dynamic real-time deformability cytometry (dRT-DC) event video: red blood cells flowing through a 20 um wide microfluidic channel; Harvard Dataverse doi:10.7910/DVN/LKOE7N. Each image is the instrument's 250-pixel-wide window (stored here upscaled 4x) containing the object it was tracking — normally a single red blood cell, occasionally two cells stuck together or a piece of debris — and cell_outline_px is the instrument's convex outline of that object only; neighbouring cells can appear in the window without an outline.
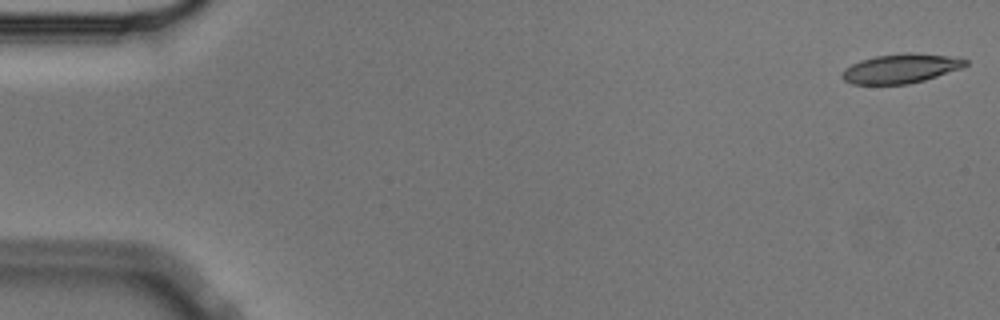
{"species": "Egyptian fruit bat (a non-hibernating species)", "species_latin": "Rousettus aegyptiacus", "temperature_condition": "cold", "stored_images_in_passage": 56, "camera_frame_rate_fps": 3000, "um_per_image_px": 0.085, "animal": {"sex": "male"}, "frame": {"image": 1, "passage_image": 1, "time_ms": 0.0, "image_size_px": [1000, 320], "cell_outline_px": [[968, 64], [960, 68], [924, 80], [908, 84], [852, 84], [844, 80], [840, 76], [844, 68], [860, 60], [876, 56], [908, 52], [912, 52], [960, 56], [968, 60]], "centroid_in_image_um": [76.59, 5.8], "position_along_channel_um": 8.4, "area_um2": 21.27}}
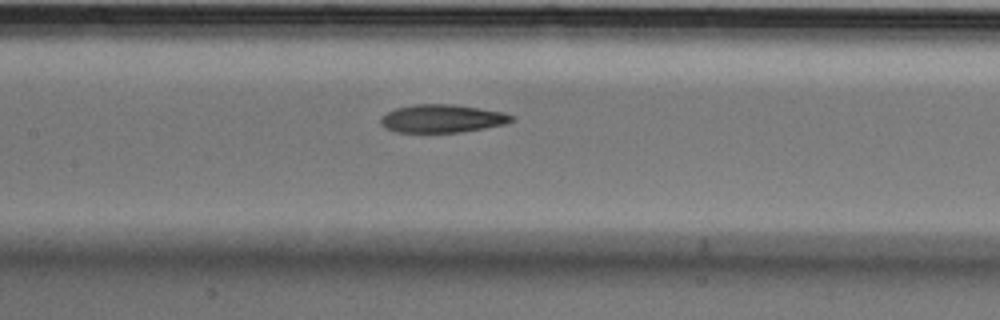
{"frame": {"image": 2, "passage_image": 26, "time_ms": 8.333, "image_size_px": [1000, 320], "cell_outline_px": [[516, 120], [504, 124], [484, 128], [460, 132], [396, 132], [384, 128], [380, 124], [380, 116], [396, 108], [412, 104], [452, 104], [480, 108], [504, 112], [516, 116]], "centroid_in_image_um": [37.59, 10.07], "position_along_channel_um": 169.8, "area_um2": 21.62}}
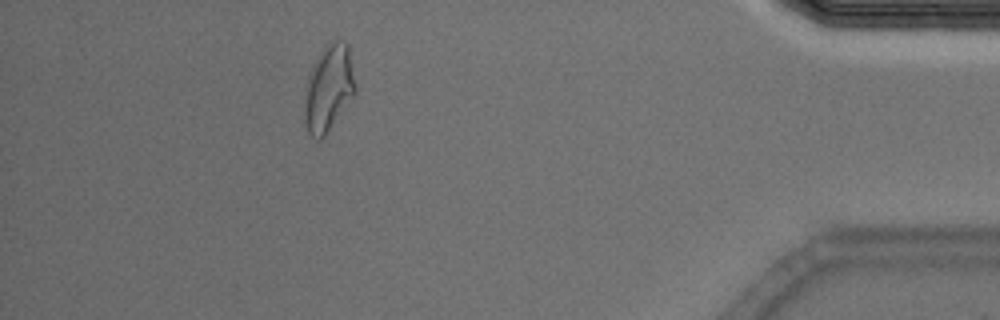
{"frame": {"image": 3, "passage_image": 50, "time_ms": 16.333, "image_size_px": [1000, 320], "cell_outline_px": [[356, 92], [324, 136], [320, 140], [316, 140], [308, 132], [304, 120], [304, 88], [308, 72], [320, 52], [328, 40], [344, 40], [348, 44], [356, 84]], "centroid_in_image_um": [27.91, 7.45], "position_along_channel_um": 407.3, "area_um2": 26.01}, "authors_computed_cell_mechanics": {"area_um2": 22.1952, "velocity_mm_per_s": 3.5846, "shape_relaxation_time_tau1_ms": 9.5789, "shape_relaxation_time_tau2_ms": 4.75, "deformation_change_tau1": 0.213, "deformation_change_tau2": 0.1408}}